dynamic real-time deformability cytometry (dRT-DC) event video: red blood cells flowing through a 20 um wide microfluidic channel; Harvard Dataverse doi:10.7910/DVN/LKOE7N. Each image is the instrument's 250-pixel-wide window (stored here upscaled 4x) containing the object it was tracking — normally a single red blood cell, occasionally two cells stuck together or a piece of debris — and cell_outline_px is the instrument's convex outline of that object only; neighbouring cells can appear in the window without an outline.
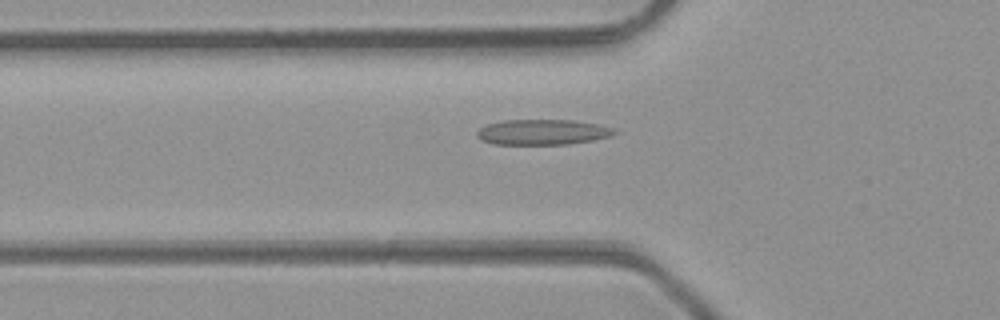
{"species": "common noctule bat (a hibernating species)", "species_latin": "Nyctalus noctula", "temperature_condition": "room temperature", "stored_images_in_passage": 37, "camera_frame_rate_fps": 3000, "um_per_image_px": 0.085, "animal": {"sex": "male", "body_mass_g": 23.1, "forearm_length_mm": 52.7}, "frame": {"image": 1, "passage_image": 6, "time_ms": 1.667, "image_size_px": [1000, 320], "cell_outline_px": [[616, 132], [612, 136], [592, 140], [568, 144], [492, 144], [480, 140], [476, 136], [476, 132], [480, 128], [488, 124], [500, 120], [572, 120], [596, 124], [616, 128]], "centroid_in_image_um": [46.09, 11.23], "position_along_channel_um": 79.7, "area_um2": 20.4}}
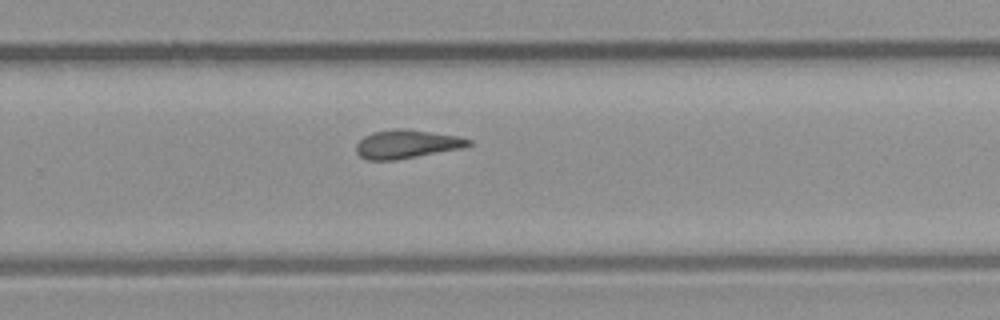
{"frame": {"image": 2, "passage_image": 21, "time_ms": 6.667, "image_size_px": [1000, 320], "cell_outline_px": [[472, 144], [464, 148], [396, 160], [368, 160], [360, 156], [356, 152], [356, 144], [364, 136], [372, 132], [392, 128], [408, 128], [460, 136], [472, 140]], "centroid_in_image_um": [34.6, 12.23], "position_along_channel_um": 295.2, "area_um2": 19.07}}
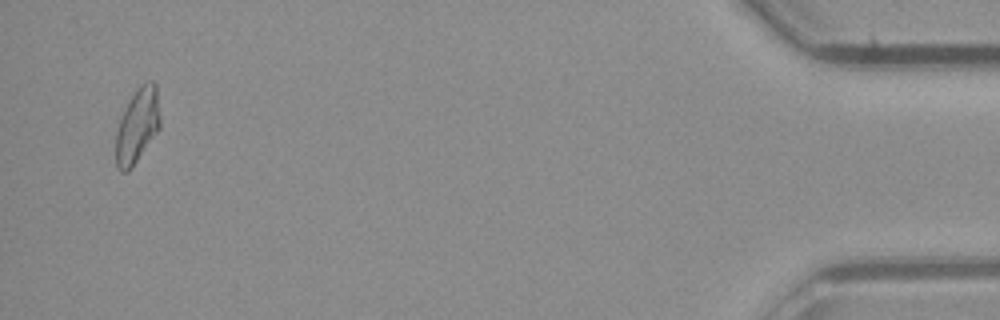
{"frame": {"image": 3, "passage_image": 36, "time_ms": 11.667, "image_size_px": [1000, 320], "cell_outline_px": [[160, 128], [132, 168], [128, 172], [120, 172], [116, 168], [116, 132], [120, 116], [128, 100], [140, 84], [152, 80], [156, 84], [160, 116]], "centroid_in_image_um": [11.66, 10.69], "position_along_channel_um": 423.5, "area_um2": 19.54}, "authors_computed_cell_mechanics": {"area_um2": 18.785, "velocity_mm_per_s": 4.3032, "shape_relaxation_time_tau1_ms": null, "shape_relaxation_time_tau2_ms": 2.7325, "deformation_change_tau1": null, "deformation_change_tau2": 0.1101}}